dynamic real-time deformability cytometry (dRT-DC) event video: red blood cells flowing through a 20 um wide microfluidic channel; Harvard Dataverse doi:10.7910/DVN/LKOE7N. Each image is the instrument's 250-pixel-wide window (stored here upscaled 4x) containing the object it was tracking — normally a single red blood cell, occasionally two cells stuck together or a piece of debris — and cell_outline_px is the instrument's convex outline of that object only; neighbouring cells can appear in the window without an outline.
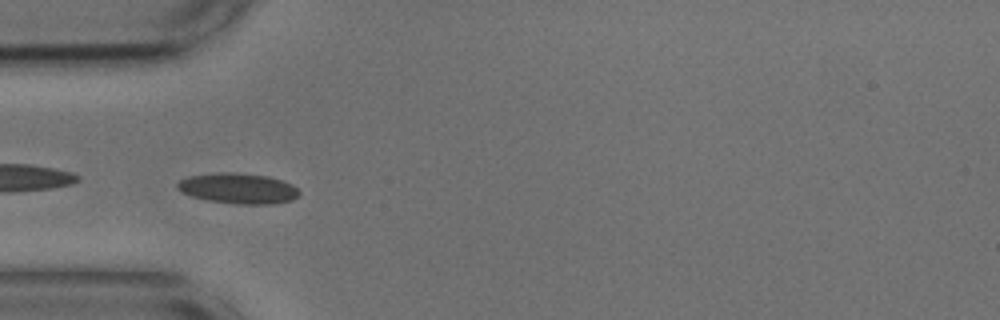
{"species": "common noctule bat (a hibernating species)", "species_latin": "Nyctalus noctula", "temperature_condition": "cold", "stored_images_in_passage": 7, "camera_frame_rate_fps": 3000, "um_per_image_px": 0.085, "animal": {"sex": "male", "body_mass_g": 17.9, "forearm_length_mm": 54.2}, "frame": {"image": 1, "passage_image": 6, "time_ms": 1.667, "image_size_px": [1000, 320], "cell_outline_px": [[300, 196], [292, 200], [272, 204], [236, 204], [208, 200], [192, 196], [180, 192], [176, 188], [176, 184], [180, 180], [188, 176], [220, 172], [236, 172], [268, 176], [284, 180], [292, 184], [300, 192]], "centroid_in_image_um": [20.26, 16.01], "position_along_channel_um": 64.7, "area_um2": 21.91}}